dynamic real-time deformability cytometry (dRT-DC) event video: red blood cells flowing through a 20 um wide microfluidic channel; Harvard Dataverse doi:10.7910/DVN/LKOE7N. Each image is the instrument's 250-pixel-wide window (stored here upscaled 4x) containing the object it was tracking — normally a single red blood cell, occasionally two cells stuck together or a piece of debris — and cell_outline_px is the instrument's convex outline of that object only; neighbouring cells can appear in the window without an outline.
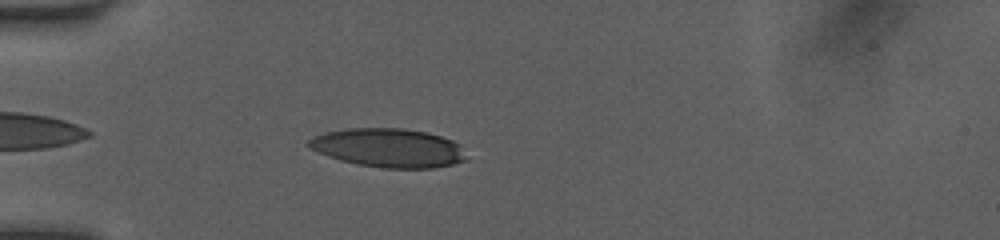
{"species": "human", "species_latin": "Homo sapiens", "temperature_condition": "room temperature", "stored_images_in_passage": 38, "camera_frame_rate_fps": 3000, "um_per_image_px": 0.085, "donor": {"sex": "female"}, "frame": {"image": 1, "passage_image": 3, "time_ms": 0.667, "image_size_px": [1000, 240], "cell_outline_px": [[468, 160], [452, 164], [432, 168], [384, 168], [356, 164], [340, 160], [328, 156], [308, 148], [308, 140], [312, 136], [324, 132], [348, 128], [400, 128], [428, 132], [452, 140], [460, 144], [468, 156]], "centroid_in_image_um": [33.03, 12.57], "position_along_channel_um": 52.0, "area_um2": 35.95}}
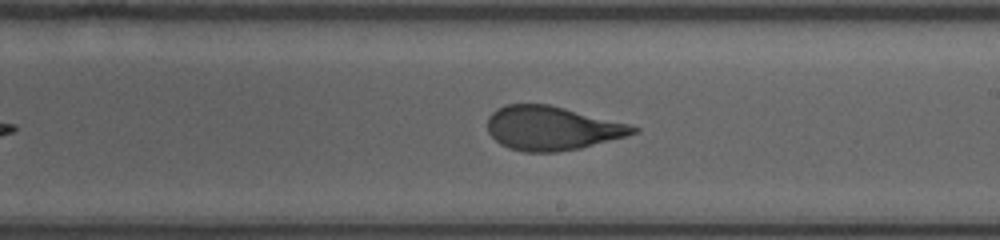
{"frame": {"image": 2, "passage_image": 18, "time_ms": 5.667, "image_size_px": [1000, 240], "cell_outline_px": [[640, 132], [580, 148], [556, 152], [524, 152], [508, 148], [500, 144], [488, 132], [488, 116], [496, 108], [504, 104], [548, 104], [628, 124], [640, 128]], "centroid_in_image_um": [46.87, 10.9], "position_along_channel_um": 242.1, "area_um2": 37.11}}
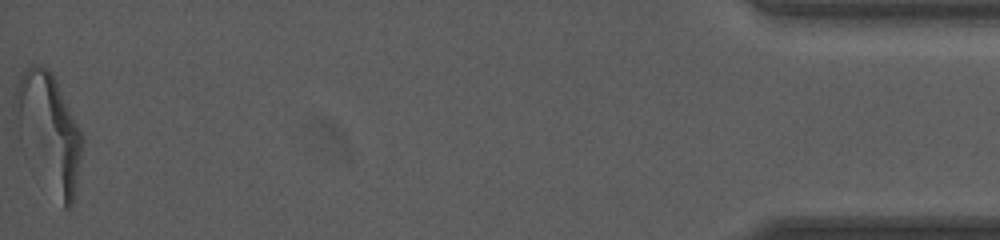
{"frame": {"image": 3, "passage_image": 38, "time_ms": 12.333, "image_size_px": [1000, 240], "cell_outline_px": [[84, 140], [76, 184], [72, 204], [68, 208], [64, 208], [24, 152], [20, 140], [12, 108], [16, 84], [20, 76], [28, 64], [40, 64], [48, 68], [52, 72], [80, 128]], "centroid_in_image_um": [4.11, 11.12], "position_along_channel_um": 431.1, "area_um2": 45.72}, "authors_computed_cell_mechanics": {"area_um2": 37.9168, "velocity_mm_per_s": 4.1591, "shape_relaxation_time_tau1_ms": 3.4408, "shape_relaxation_time_tau2_ms": 0.8893, "deformation_change_tau1": 0.1836, "deformation_change_tau2": 0.0733}}